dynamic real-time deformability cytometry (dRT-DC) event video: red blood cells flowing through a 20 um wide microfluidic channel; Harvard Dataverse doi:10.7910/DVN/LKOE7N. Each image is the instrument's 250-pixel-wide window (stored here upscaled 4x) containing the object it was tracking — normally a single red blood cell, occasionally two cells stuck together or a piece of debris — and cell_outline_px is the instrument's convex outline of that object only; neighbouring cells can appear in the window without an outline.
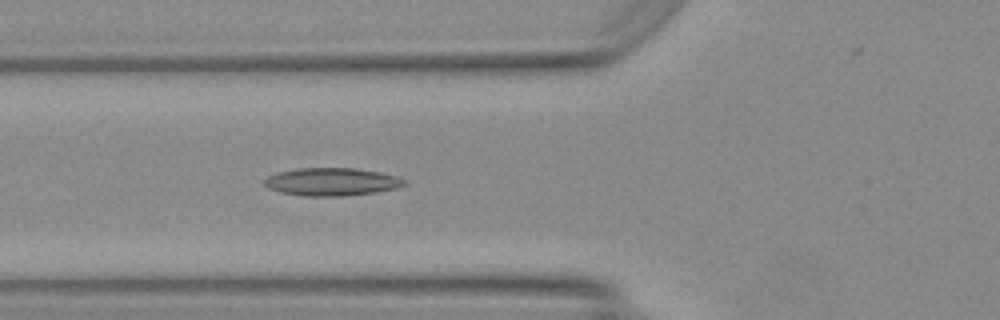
{"species": "Egyptian fruit bat (a non-hibernating species)", "species_latin": "Rousettus aegyptiacus", "temperature_condition": "warm", "stored_images_in_passage": 8, "camera_frame_rate_fps": 3000, "um_per_image_px": 0.085, "animal": {"sex": "female"}, "frame": {"image": 1, "passage_image": 4, "time_ms": 1.0, "image_size_px": [1000, 320], "cell_outline_px": [[408, 184], [396, 188], [372, 192], [340, 196], [304, 196], [280, 192], [268, 188], [264, 184], [264, 180], [268, 176], [276, 172], [296, 168], [356, 168], [380, 172], [396, 176], [404, 180]], "centroid_in_image_um": [28.16, 15.44], "position_along_channel_um": 97.6, "area_um2": 22.66}}